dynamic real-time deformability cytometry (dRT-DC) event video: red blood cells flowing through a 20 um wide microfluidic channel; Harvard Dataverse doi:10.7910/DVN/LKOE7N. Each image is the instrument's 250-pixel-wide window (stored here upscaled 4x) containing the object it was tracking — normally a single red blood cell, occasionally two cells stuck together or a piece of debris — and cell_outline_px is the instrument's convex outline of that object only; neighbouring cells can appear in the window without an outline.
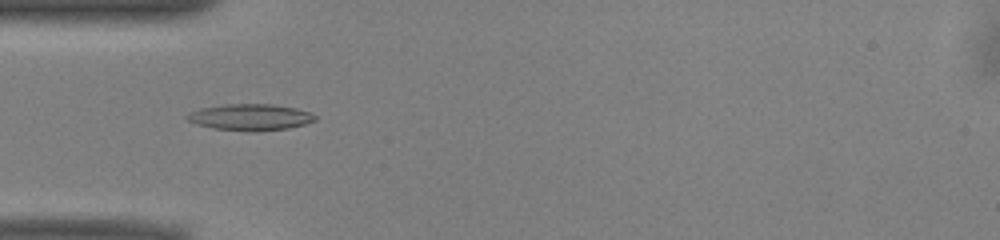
{"species": "common noctule bat (a hibernating species)", "species_latin": "Nyctalus noctula", "temperature_condition": "warm", "stored_images_in_passage": 37, "camera_frame_rate_fps": 3000, "um_per_image_px": 0.085, "animal": {"sex": "male", "body_mass_g": 13.0, "forearm_length_mm": 53.1}, "frame": {"image": 1, "passage_image": 1, "time_ms": 0.0, "image_size_px": [1000, 240], "cell_outline_px": [[316, 120], [304, 124], [288, 128], [256, 132], [252, 132], [212, 128], [196, 124], [188, 120], [184, 116], [200, 108], [224, 104], [272, 104], [296, 108], [312, 112], [316, 116]], "centroid_in_image_um": [21.29, 9.96], "position_along_channel_um": 63.7, "area_um2": 19.83}}
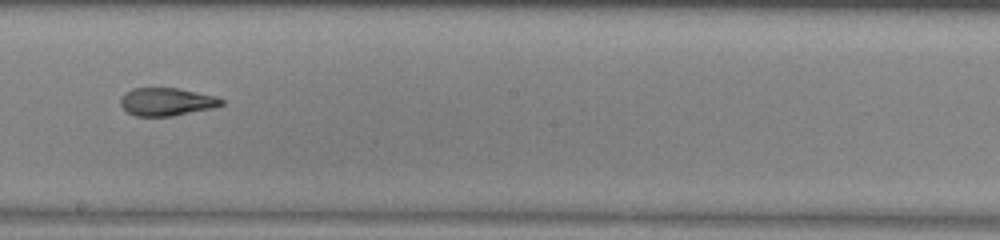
{"frame": {"image": 2, "passage_image": 14, "time_ms": 4.333, "image_size_px": [1000, 240], "cell_outline_px": [[224, 104], [212, 108], [172, 116], [136, 116], [128, 112], [120, 104], [120, 96], [124, 92], [132, 88], [176, 88], [216, 96], [224, 100]], "centroid_in_image_um": [14.14, 8.64], "position_along_channel_um": 234.1, "area_um2": 16.42}}
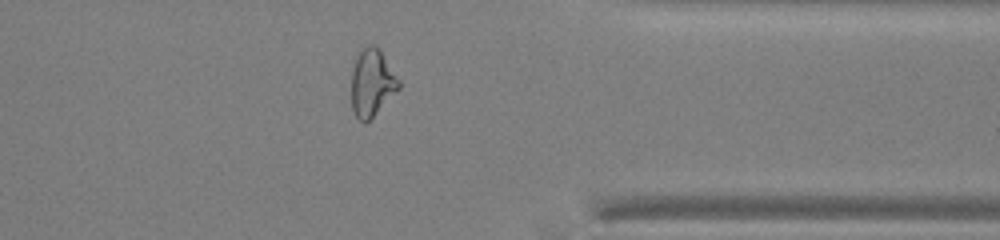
{"frame": {"image": 3, "passage_image": 26, "time_ms": 8.333, "image_size_px": [1000, 240], "cell_outline_px": [[400, 88], [364, 124], [356, 116], [352, 108], [352, 72], [356, 56], [360, 44], [376, 44], [380, 48], [400, 80]], "centroid_in_image_um": [31.61, 6.93], "position_along_channel_um": 379.8, "area_um2": 18.79}, "authors_computed_cell_mechanics": {"area_um2": 17.7446, "velocity_mm_per_s": 3.941, "shape_relaxation_time_tau1_ms": 9.1435, "shape_relaxation_time_tau2_ms": 2.1837, "deformation_change_tau1": 0.2785, "deformation_change_tau2": 0.1045}}